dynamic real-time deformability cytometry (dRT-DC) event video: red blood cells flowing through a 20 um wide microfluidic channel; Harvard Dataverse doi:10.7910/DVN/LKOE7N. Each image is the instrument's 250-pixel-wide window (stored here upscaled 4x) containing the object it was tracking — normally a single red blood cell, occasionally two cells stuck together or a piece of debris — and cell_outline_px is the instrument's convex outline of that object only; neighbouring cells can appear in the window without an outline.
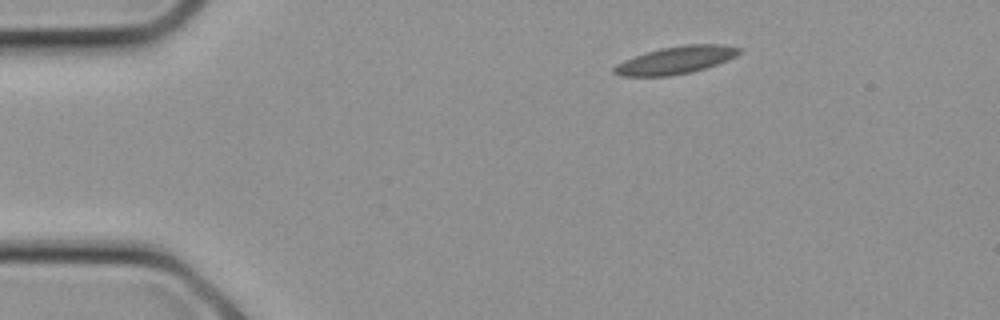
{"species": "common noctule bat (a hibernating species)", "species_latin": "Nyctalus noctula", "temperature_condition": "cold", "stored_images_in_passage": 12, "camera_frame_rate_fps": 3000, "um_per_image_px": 0.085, "animal": {"sex": "female", "body_mass_g": 21.9}, "frame": {"image": 1, "passage_image": 1, "time_ms": 0.0, "image_size_px": [1000, 320], "cell_outline_px": [[744, 48], [736, 56], [728, 60], [692, 72], [668, 76], [620, 76], [612, 72], [612, 68], [616, 64], [624, 60], [660, 48], [684, 44], [720, 44]], "centroid_in_image_um": [57.45, 5.1], "position_along_channel_um": 27.5, "area_um2": 20.06}}
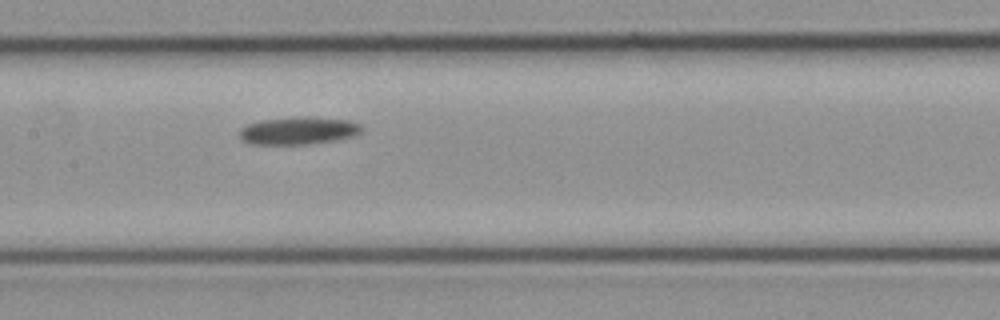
{"frame": {"image": 2, "passage_image": 9, "time_ms": 2.667, "image_size_px": [1000, 320], "cell_outline_px": [[364, 128], [360, 132], [352, 136], [336, 140], [308, 144], [252, 144], [240, 140], [240, 128], [248, 124], [260, 120], [292, 116], [308, 116], [348, 120], [360, 124]], "centroid_in_image_um": [25.35, 11.09], "position_along_channel_um": 182.1, "area_um2": 19.88}}
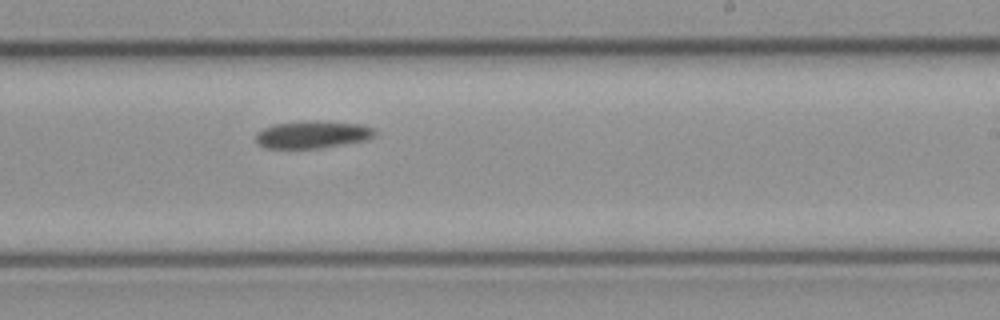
{"frame": {"image": 3, "passage_image": 12, "time_ms": 3.667, "image_size_px": [1000, 320], "cell_outline_px": [[376, 132], [368, 140], [320, 148], [264, 148], [256, 140], [256, 136], [264, 128], [276, 124], [304, 120], [316, 120], [360, 124], [372, 128]], "centroid_in_image_um": [26.58, 11.43], "position_along_channel_um": 262.4, "area_um2": 18.9}}